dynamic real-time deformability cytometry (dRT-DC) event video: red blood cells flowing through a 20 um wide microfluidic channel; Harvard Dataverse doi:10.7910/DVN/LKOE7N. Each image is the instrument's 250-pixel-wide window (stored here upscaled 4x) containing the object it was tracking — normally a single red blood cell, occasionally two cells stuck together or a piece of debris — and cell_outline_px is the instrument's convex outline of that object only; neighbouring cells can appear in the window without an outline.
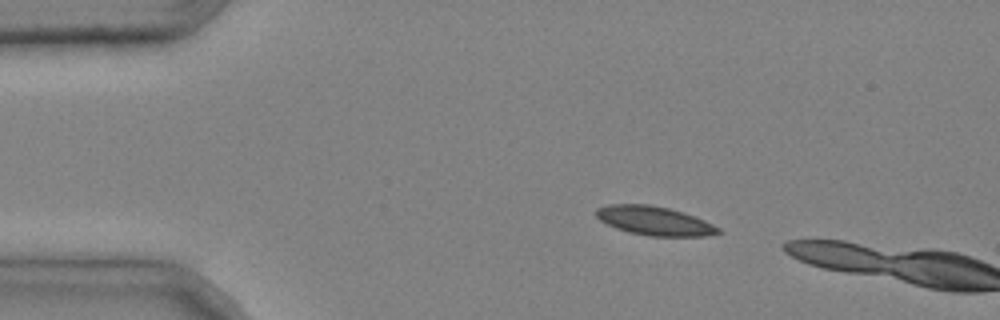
{"species": "common noctule bat (a hibernating species)", "species_latin": "Nyctalus noctula", "temperature_condition": "cold", "stored_images_in_passage": 2, "camera_frame_rate_fps": 3000, "um_per_image_px": 0.085, "animal": {"sex": "male", "body_mass_g": 20.4}, "frame": {"image": 1, "passage_image": 1, "time_ms": 0.0, "image_size_px": [1000, 320], "cell_outline_px": [[724, 232], [704, 236], [652, 236], [628, 232], [616, 228], [600, 220], [596, 216], [596, 208], [608, 204], [648, 204], [668, 208], [684, 212], [704, 220], [720, 228]], "centroid_in_image_um": [55.63, 18.76], "position_along_channel_um": 29.4, "area_um2": 20.58}}